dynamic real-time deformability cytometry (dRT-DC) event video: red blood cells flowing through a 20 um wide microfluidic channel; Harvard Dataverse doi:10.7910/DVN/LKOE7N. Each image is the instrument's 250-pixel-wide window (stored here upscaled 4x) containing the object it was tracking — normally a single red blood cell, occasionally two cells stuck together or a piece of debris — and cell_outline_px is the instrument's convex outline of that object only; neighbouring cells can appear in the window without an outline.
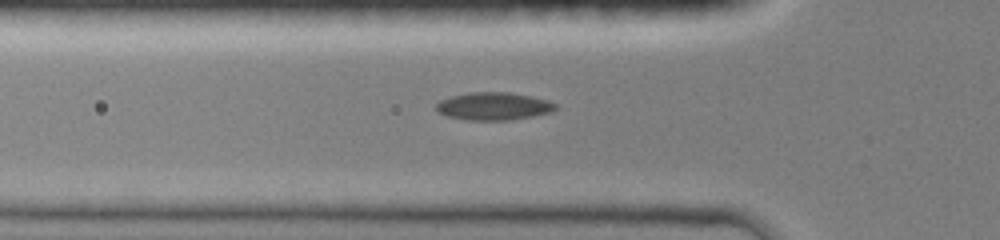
{"species": "common noctule bat (a hibernating species)", "species_latin": "Nyctalus noctula", "temperature_condition": "room temperature", "stored_images_in_passage": 34, "camera_frame_rate_fps": 3000, "um_per_image_px": 0.085, "animal": {"sex": "female", "body_mass_g": 19.0, "forearm_length_mm": 51.5}, "frame": {"image": 1, "passage_image": 10, "time_ms": 2.0, "image_size_px": [1000, 240], "cell_outline_px": [[556, 108], [552, 112], [532, 116], [508, 120], [464, 120], [448, 116], [440, 112], [436, 108], [436, 104], [440, 100], [452, 96], [468, 92], [508, 92], [532, 96], [548, 100], [556, 104]], "centroid_in_image_um": [41.97, 9.02], "position_along_channel_um": 83.8, "area_um2": 19.25}}
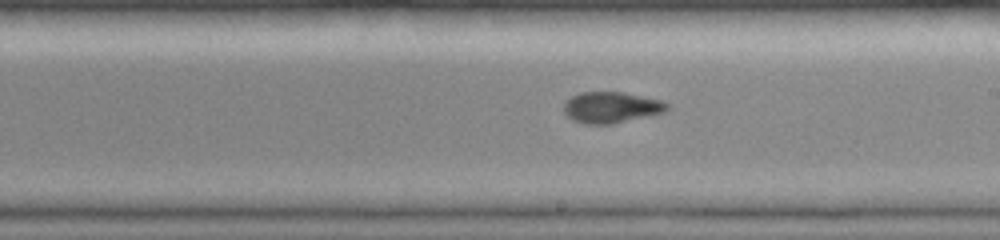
{"frame": {"image": 2, "passage_image": 20, "time_ms": 5.667, "image_size_px": [1000, 240], "cell_outline_px": [[668, 108], [664, 112], [652, 116], [612, 124], [584, 124], [572, 120], [564, 112], [564, 104], [572, 96], [580, 92], [624, 92], [660, 100], [668, 104]], "centroid_in_image_um": [51.96, 9.14], "position_along_channel_um": 237.0, "area_um2": 18.79}}
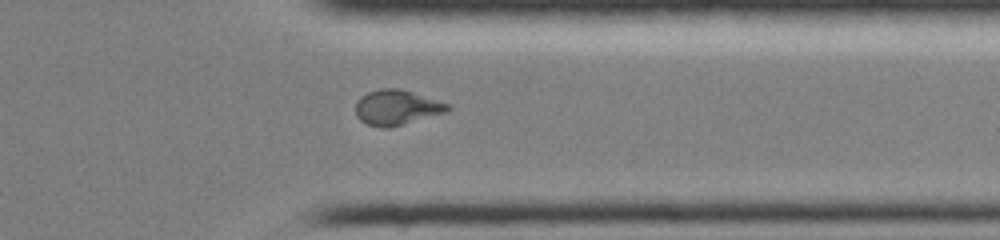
{"frame": {"image": 3, "passage_image": 30, "time_ms": 9.0, "image_size_px": [1000, 240], "cell_outline_px": [[452, 108], [448, 112], [388, 128], [384, 128], [368, 124], [360, 120], [356, 116], [356, 100], [360, 96], [368, 92], [380, 88], [400, 88], [452, 104]], "centroid_in_image_um": [33.75, 9.12], "position_along_channel_um": 377.6, "area_um2": 19.07}}